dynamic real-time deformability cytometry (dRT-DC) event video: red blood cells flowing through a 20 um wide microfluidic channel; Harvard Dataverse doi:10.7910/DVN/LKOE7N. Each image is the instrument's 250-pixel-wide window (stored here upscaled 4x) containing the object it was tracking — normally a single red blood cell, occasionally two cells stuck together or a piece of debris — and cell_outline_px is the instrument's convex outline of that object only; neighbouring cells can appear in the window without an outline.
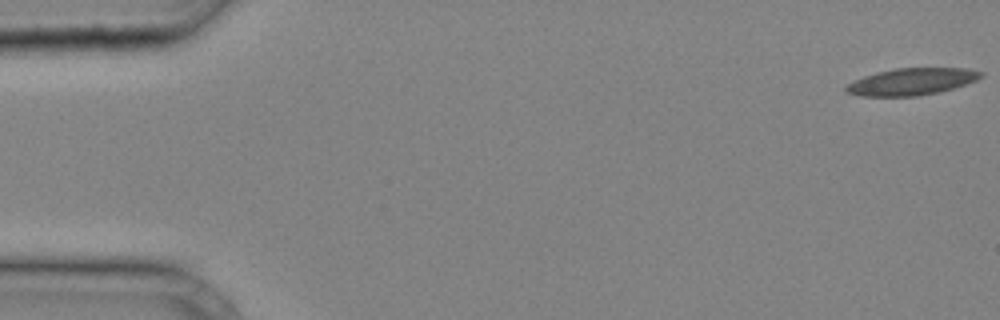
{"species": "common noctule bat (a hibernating species)", "species_latin": "Nyctalus noctula", "temperature_condition": "cold", "stored_images_in_passage": 37, "camera_frame_rate_fps": 3000, "um_per_image_px": 0.085, "animal": {"sex": "male", "body_mass_g": 20.4}, "frame": {"image": 1, "passage_image": 1, "time_ms": 0.0, "image_size_px": [1000, 320], "cell_outline_px": [[984, 76], [976, 80], [940, 92], [916, 96], [860, 96], [844, 92], [844, 88], [848, 84], [864, 76], [876, 72], [896, 68], [968, 68], [984, 72]], "centroid_in_image_um": [77.49, 6.94], "position_along_channel_um": 7.5, "area_um2": 21.15}}
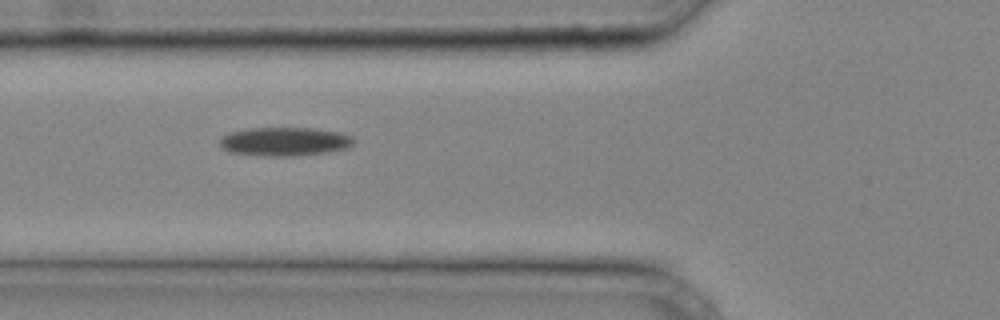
{"frame": {"image": 2, "passage_image": 15, "time_ms": 4.667, "image_size_px": [1000, 320], "cell_outline_px": [[356, 140], [348, 148], [328, 152], [296, 156], [260, 156], [232, 152], [224, 148], [220, 144], [220, 140], [228, 132], [248, 128], [312, 128], [340, 132], [352, 136]], "centroid_in_image_um": [24.23, 12.03], "position_along_channel_um": 101.6, "area_um2": 22.48}}
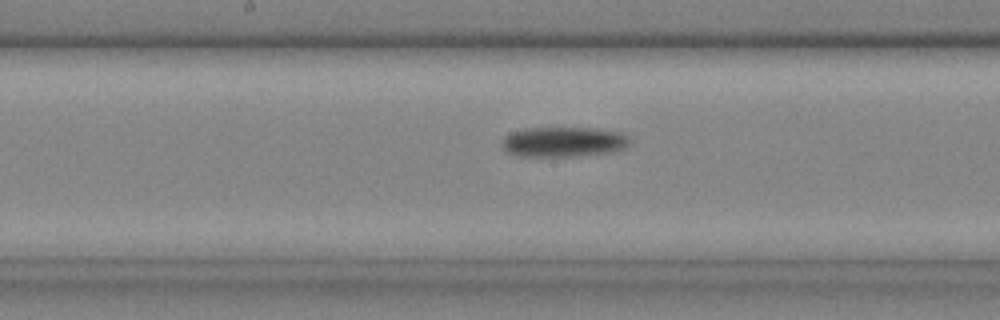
{"frame": {"image": 3, "passage_image": 21, "time_ms": 6.667, "image_size_px": [1000, 320], "cell_outline_px": [[632, 144], [628, 148], [616, 152], [580, 156], [516, 156], [508, 152], [500, 144], [504, 136], [512, 132], [524, 128], [600, 128], [624, 132], [632, 140]], "centroid_in_image_um": [48.01, 12.06], "position_along_channel_um": 200.2, "area_um2": 23.12}}